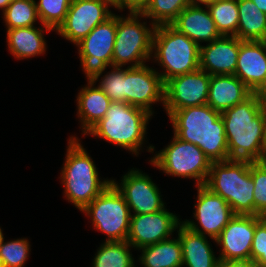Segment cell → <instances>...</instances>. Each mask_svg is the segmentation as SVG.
<instances>
[{
	"instance_id": "6da1fadb",
	"label": "cell",
	"mask_w": 266,
	"mask_h": 267,
	"mask_svg": "<svg viewBox=\"0 0 266 267\" xmlns=\"http://www.w3.org/2000/svg\"><path fill=\"white\" fill-rule=\"evenodd\" d=\"M263 104L259 93L221 113L229 159L265 161L266 140Z\"/></svg>"
},
{
	"instance_id": "7a4b0ae2",
	"label": "cell",
	"mask_w": 266,
	"mask_h": 267,
	"mask_svg": "<svg viewBox=\"0 0 266 267\" xmlns=\"http://www.w3.org/2000/svg\"><path fill=\"white\" fill-rule=\"evenodd\" d=\"M168 117L177 138L201 148L212 162L229 160L228 143L220 112L205 104L173 111Z\"/></svg>"
},
{
	"instance_id": "3957f363",
	"label": "cell",
	"mask_w": 266,
	"mask_h": 267,
	"mask_svg": "<svg viewBox=\"0 0 266 267\" xmlns=\"http://www.w3.org/2000/svg\"><path fill=\"white\" fill-rule=\"evenodd\" d=\"M79 141L74 136L69 138L60 179L68 202L82 211L112 183V179H99L93 159Z\"/></svg>"
},
{
	"instance_id": "277c9868",
	"label": "cell",
	"mask_w": 266,
	"mask_h": 267,
	"mask_svg": "<svg viewBox=\"0 0 266 267\" xmlns=\"http://www.w3.org/2000/svg\"><path fill=\"white\" fill-rule=\"evenodd\" d=\"M153 116L145 109L124 102H111L104 116L87 133L138 155Z\"/></svg>"
},
{
	"instance_id": "5b68a950",
	"label": "cell",
	"mask_w": 266,
	"mask_h": 267,
	"mask_svg": "<svg viewBox=\"0 0 266 267\" xmlns=\"http://www.w3.org/2000/svg\"><path fill=\"white\" fill-rule=\"evenodd\" d=\"M205 186L228 202L235 215H254L251 161L212 162Z\"/></svg>"
},
{
	"instance_id": "8992f818",
	"label": "cell",
	"mask_w": 266,
	"mask_h": 267,
	"mask_svg": "<svg viewBox=\"0 0 266 267\" xmlns=\"http://www.w3.org/2000/svg\"><path fill=\"white\" fill-rule=\"evenodd\" d=\"M152 54L164 69L158 73L164 83L172 77L200 68V46L171 25L156 26Z\"/></svg>"
},
{
	"instance_id": "52a82bcc",
	"label": "cell",
	"mask_w": 266,
	"mask_h": 267,
	"mask_svg": "<svg viewBox=\"0 0 266 267\" xmlns=\"http://www.w3.org/2000/svg\"><path fill=\"white\" fill-rule=\"evenodd\" d=\"M127 17L117 15V33L112 55L113 67H139L152 58L153 35L156 26L151 28L140 12L130 11Z\"/></svg>"
},
{
	"instance_id": "ba28073f",
	"label": "cell",
	"mask_w": 266,
	"mask_h": 267,
	"mask_svg": "<svg viewBox=\"0 0 266 267\" xmlns=\"http://www.w3.org/2000/svg\"><path fill=\"white\" fill-rule=\"evenodd\" d=\"M172 139L152 157L151 164L165 175L193 178L197 186L205 185L212 161L195 144L180 140L175 135Z\"/></svg>"
},
{
	"instance_id": "9c48e42d",
	"label": "cell",
	"mask_w": 266,
	"mask_h": 267,
	"mask_svg": "<svg viewBox=\"0 0 266 267\" xmlns=\"http://www.w3.org/2000/svg\"><path fill=\"white\" fill-rule=\"evenodd\" d=\"M82 212L92 219L96 230L108 236L105 241L127 240L132 213L124 196L112 183Z\"/></svg>"
},
{
	"instance_id": "30bf717a",
	"label": "cell",
	"mask_w": 266,
	"mask_h": 267,
	"mask_svg": "<svg viewBox=\"0 0 266 267\" xmlns=\"http://www.w3.org/2000/svg\"><path fill=\"white\" fill-rule=\"evenodd\" d=\"M116 33L117 15L113 14L76 44L87 81L96 83L107 67H112Z\"/></svg>"
},
{
	"instance_id": "8fae6325",
	"label": "cell",
	"mask_w": 266,
	"mask_h": 267,
	"mask_svg": "<svg viewBox=\"0 0 266 267\" xmlns=\"http://www.w3.org/2000/svg\"><path fill=\"white\" fill-rule=\"evenodd\" d=\"M197 201L194 205L193 221L185 220L182 223L194 232L210 237L216 242V239L235 215L228 202L220 195L213 193L205 185L197 186ZM198 223L200 224L198 226ZM200 228V229H199Z\"/></svg>"
},
{
	"instance_id": "7c38bea8",
	"label": "cell",
	"mask_w": 266,
	"mask_h": 267,
	"mask_svg": "<svg viewBox=\"0 0 266 267\" xmlns=\"http://www.w3.org/2000/svg\"><path fill=\"white\" fill-rule=\"evenodd\" d=\"M210 76L199 68L167 80L163 107L168 116L176 110L207 104Z\"/></svg>"
},
{
	"instance_id": "4fadbf2b",
	"label": "cell",
	"mask_w": 266,
	"mask_h": 267,
	"mask_svg": "<svg viewBox=\"0 0 266 267\" xmlns=\"http://www.w3.org/2000/svg\"><path fill=\"white\" fill-rule=\"evenodd\" d=\"M110 7L113 5L107 0H72L65 21L56 33L76 45L113 15Z\"/></svg>"
},
{
	"instance_id": "5bb4252c",
	"label": "cell",
	"mask_w": 266,
	"mask_h": 267,
	"mask_svg": "<svg viewBox=\"0 0 266 267\" xmlns=\"http://www.w3.org/2000/svg\"><path fill=\"white\" fill-rule=\"evenodd\" d=\"M125 103L145 109L153 114V103L161 102L164 106L163 82L158 71L146 64L124 69Z\"/></svg>"
},
{
	"instance_id": "9a60e30c",
	"label": "cell",
	"mask_w": 266,
	"mask_h": 267,
	"mask_svg": "<svg viewBox=\"0 0 266 267\" xmlns=\"http://www.w3.org/2000/svg\"><path fill=\"white\" fill-rule=\"evenodd\" d=\"M112 184L124 196L133 214L156 213L166 208L156 183L137 169L129 170L123 176L121 183L112 180Z\"/></svg>"
},
{
	"instance_id": "2e32d148",
	"label": "cell",
	"mask_w": 266,
	"mask_h": 267,
	"mask_svg": "<svg viewBox=\"0 0 266 267\" xmlns=\"http://www.w3.org/2000/svg\"><path fill=\"white\" fill-rule=\"evenodd\" d=\"M181 223L176 214L165 208L156 213L132 214L126 241L139 250L170 238Z\"/></svg>"
},
{
	"instance_id": "e0dca14e",
	"label": "cell",
	"mask_w": 266,
	"mask_h": 267,
	"mask_svg": "<svg viewBox=\"0 0 266 267\" xmlns=\"http://www.w3.org/2000/svg\"><path fill=\"white\" fill-rule=\"evenodd\" d=\"M254 233V215H234L216 239L220 261L250 262Z\"/></svg>"
},
{
	"instance_id": "ac0fdd59",
	"label": "cell",
	"mask_w": 266,
	"mask_h": 267,
	"mask_svg": "<svg viewBox=\"0 0 266 267\" xmlns=\"http://www.w3.org/2000/svg\"><path fill=\"white\" fill-rule=\"evenodd\" d=\"M240 51V39L225 36L200 46V69L209 75H234Z\"/></svg>"
},
{
	"instance_id": "d6986e66",
	"label": "cell",
	"mask_w": 266,
	"mask_h": 267,
	"mask_svg": "<svg viewBox=\"0 0 266 267\" xmlns=\"http://www.w3.org/2000/svg\"><path fill=\"white\" fill-rule=\"evenodd\" d=\"M238 77L253 93L266 85V42L242 41L236 71Z\"/></svg>"
},
{
	"instance_id": "ffe728a7",
	"label": "cell",
	"mask_w": 266,
	"mask_h": 267,
	"mask_svg": "<svg viewBox=\"0 0 266 267\" xmlns=\"http://www.w3.org/2000/svg\"><path fill=\"white\" fill-rule=\"evenodd\" d=\"M206 8L188 5L170 25L199 46L200 42H212L222 35Z\"/></svg>"
},
{
	"instance_id": "44dd1931",
	"label": "cell",
	"mask_w": 266,
	"mask_h": 267,
	"mask_svg": "<svg viewBox=\"0 0 266 267\" xmlns=\"http://www.w3.org/2000/svg\"><path fill=\"white\" fill-rule=\"evenodd\" d=\"M252 93L235 75H211L207 104L222 113L243 102Z\"/></svg>"
},
{
	"instance_id": "7402d4cb",
	"label": "cell",
	"mask_w": 266,
	"mask_h": 267,
	"mask_svg": "<svg viewBox=\"0 0 266 267\" xmlns=\"http://www.w3.org/2000/svg\"><path fill=\"white\" fill-rule=\"evenodd\" d=\"M177 233L182 248V267H218L220 259L215 257L207 236L192 231L183 223Z\"/></svg>"
},
{
	"instance_id": "603a6c76",
	"label": "cell",
	"mask_w": 266,
	"mask_h": 267,
	"mask_svg": "<svg viewBox=\"0 0 266 267\" xmlns=\"http://www.w3.org/2000/svg\"><path fill=\"white\" fill-rule=\"evenodd\" d=\"M76 99L82 134L86 135L94 125L104 118L111 101L99 86L95 87L94 81H88L87 85L81 88Z\"/></svg>"
},
{
	"instance_id": "cb8c5ba5",
	"label": "cell",
	"mask_w": 266,
	"mask_h": 267,
	"mask_svg": "<svg viewBox=\"0 0 266 267\" xmlns=\"http://www.w3.org/2000/svg\"><path fill=\"white\" fill-rule=\"evenodd\" d=\"M43 27H21L7 29V45L10 54L18 60L44 54L46 42Z\"/></svg>"
},
{
	"instance_id": "d4e9b609",
	"label": "cell",
	"mask_w": 266,
	"mask_h": 267,
	"mask_svg": "<svg viewBox=\"0 0 266 267\" xmlns=\"http://www.w3.org/2000/svg\"><path fill=\"white\" fill-rule=\"evenodd\" d=\"M139 262L142 267H182L183 256L179 237L165 239L140 248Z\"/></svg>"
},
{
	"instance_id": "484cf974",
	"label": "cell",
	"mask_w": 266,
	"mask_h": 267,
	"mask_svg": "<svg viewBox=\"0 0 266 267\" xmlns=\"http://www.w3.org/2000/svg\"><path fill=\"white\" fill-rule=\"evenodd\" d=\"M237 37L242 41L266 40V14L252 0H238Z\"/></svg>"
},
{
	"instance_id": "4316f807",
	"label": "cell",
	"mask_w": 266,
	"mask_h": 267,
	"mask_svg": "<svg viewBox=\"0 0 266 267\" xmlns=\"http://www.w3.org/2000/svg\"><path fill=\"white\" fill-rule=\"evenodd\" d=\"M131 247L127 241L103 242L94 256L92 267H136Z\"/></svg>"
},
{
	"instance_id": "83f0119b",
	"label": "cell",
	"mask_w": 266,
	"mask_h": 267,
	"mask_svg": "<svg viewBox=\"0 0 266 267\" xmlns=\"http://www.w3.org/2000/svg\"><path fill=\"white\" fill-rule=\"evenodd\" d=\"M188 5L189 0H148L140 13L151 18V26L170 25Z\"/></svg>"
},
{
	"instance_id": "f1b7e54d",
	"label": "cell",
	"mask_w": 266,
	"mask_h": 267,
	"mask_svg": "<svg viewBox=\"0 0 266 267\" xmlns=\"http://www.w3.org/2000/svg\"><path fill=\"white\" fill-rule=\"evenodd\" d=\"M207 8L221 35L237 37L238 0H216Z\"/></svg>"
},
{
	"instance_id": "f546056e",
	"label": "cell",
	"mask_w": 266,
	"mask_h": 267,
	"mask_svg": "<svg viewBox=\"0 0 266 267\" xmlns=\"http://www.w3.org/2000/svg\"><path fill=\"white\" fill-rule=\"evenodd\" d=\"M2 13L6 29L31 27L40 20L35 0H12Z\"/></svg>"
},
{
	"instance_id": "4dcf8cb0",
	"label": "cell",
	"mask_w": 266,
	"mask_h": 267,
	"mask_svg": "<svg viewBox=\"0 0 266 267\" xmlns=\"http://www.w3.org/2000/svg\"><path fill=\"white\" fill-rule=\"evenodd\" d=\"M72 0H39L37 13L45 31H56L65 21Z\"/></svg>"
},
{
	"instance_id": "1f68e13d",
	"label": "cell",
	"mask_w": 266,
	"mask_h": 267,
	"mask_svg": "<svg viewBox=\"0 0 266 267\" xmlns=\"http://www.w3.org/2000/svg\"><path fill=\"white\" fill-rule=\"evenodd\" d=\"M30 241L26 238L10 240L0 244V257L4 267H24L29 257Z\"/></svg>"
},
{
	"instance_id": "d6a6232c",
	"label": "cell",
	"mask_w": 266,
	"mask_h": 267,
	"mask_svg": "<svg viewBox=\"0 0 266 267\" xmlns=\"http://www.w3.org/2000/svg\"><path fill=\"white\" fill-rule=\"evenodd\" d=\"M251 176L254 182V216L266 217V160L251 161Z\"/></svg>"
},
{
	"instance_id": "836d02e7",
	"label": "cell",
	"mask_w": 266,
	"mask_h": 267,
	"mask_svg": "<svg viewBox=\"0 0 266 267\" xmlns=\"http://www.w3.org/2000/svg\"><path fill=\"white\" fill-rule=\"evenodd\" d=\"M111 71L102 76L98 85L102 91L110 98L111 102L125 103V81L124 69L121 67H111Z\"/></svg>"
},
{
	"instance_id": "e575fe53",
	"label": "cell",
	"mask_w": 266,
	"mask_h": 267,
	"mask_svg": "<svg viewBox=\"0 0 266 267\" xmlns=\"http://www.w3.org/2000/svg\"><path fill=\"white\" fill-rule=\"evenodd\" d=\"M250 262L255 267H266V217L255 216Z\"/></svg>"
},
{
	"instance_id": "d590c367",
	"label": "cell",
	"mask_w": 266,
	"mask_h": 267,
	"mask_svg": "<svg viewBox=\"0 0 266 267\" xmlns=\"http://www.w3.org/2000/svg\"><path fill=\"white\" fill-rule=\"evenodd\" d=\"M147 2L148 0H117V9L122 11L127 8L129 12H140Z\"/></svg>"
},
{
	"instance_id": "8d00e7d4",
	"label": "cell",
	"mask_w": 266,
	"mask_h": 267,
	"mask_svg": "<svg viewBox=\"0 0 266 267\" xmlns=\"http://www.w3.org/2000/svg\"><path fill=\"white\" fill-rule=\"evenodd\" d=\"M218 267H255L251 262L220 261Z\"/></svg>"
},
{
	"instance_id": "74e56055",
	"label": "cell",
	"mask_w": 266,
	"mask_h": 267,
	"mask_svg": "<svg viewBox=\"0 0 266 267\" xmlns=\"http://www.w3.org/2000/svg\"><path fill=\"white\" fill-rule=\"evenodd\" d=\"M216 0H189L190 5L193 6H200L204 5L205 7H208L209 5L213 4Z\"/></svg>"
},
{
	"instance_id": "f35d334b",
	"label": "cell",
	"mask_w": 266,
	"mask_h": 267,
	"mask_svg": "<svg viewBox=\"0 0 266 267\" xmlns=\"http://www.w3.org/2000/svg\"><path fill=\"white\" fill-rule=\"evenodd\" d=\"M257 7L266 14V0H252Z\"/></svg>"
},
{
	"instance_id": "ab89813d",
	"label": "cell",
	"mask_w": 266,
	"mask_h": 267,
	"mask_svg": "<svg viewBox=\"0 0 266 267\" xmlns=\"http://www.w3.org/2000/svg\"><path fill=\"white\" fill-rule=\"evenodd\" d=\"M259 96L263 106L266 107V85L259 92Z\"/></svg>"
},
{
	"instance_id": "60d3db41",
	"label": "cell",
	"mask_w": 266,
	"mask_h": 267,
	"mask_svg": "<svg viewBox=\"0 0 266 267\" xmlns=\"http://www.w3.org/2000/svg\"><path fill=\"white\" fill-rule=\"evenodd\" d=\"M12 0H0V9L4 12Z\"/></svg>"
},
{
	"instance_id": "b9f144b4",
	"label": "cell",
	"mask_w": 266,
	"mask_h": 267,
	"mask_svg": "<svg viewBox=\"0 0 266 267\" xmlns=\"http://www.w3.org/2000/svg\"><path fill=\"white\" fill-rule=\"evenodd\" d=\"M263 113H264V122H265V140H266V107H263Z\"/></svg>"
},
{
	"instance_id": "7bdbcfd3",
	"label": "cell",
	"mask_w": 266,
	"mask_h": 267,
	"mask_svg": "<svg viewBox=\"0 0 266 267\" xmlns=\"http://www.w3.org/2000/svg\"><path fill=\"white\" fill-rule=\"evenodd\" d=\"M107 1L110 2L115 9H117V0H107Z\"/></svg>"
},
{
	"instance_id": "ee69618b",
	"label": "cell",
	"mask_w": 266,
	"mask_h": 267,
	"mask_svg": "<svg viewBox=\"0 0 266 267\" xmlns=\"http://www.w3.org/2000/svg\"><path fill=\"white\" fill-rule=\"evenodd\" d=\"M3 238H4V235H3L2 229L0 228V244L3 240Z\"/></svg>"
},
{
	"instance_id": "f6af8a7d",
	"label": "cell",
	"mask_w": 266,
	"mask_h": 267,
	"mask_svg": "<svg viewBox=\"0 0 266 267\" xmlns=\"http://www.w3.org/2000/svg\"><path fill=\"white\" fill-rule=\"evenodd\" d=\"M0 267H4L3 263H2V260H1V257H0Z\"/></svg>"
}]
</instances>
